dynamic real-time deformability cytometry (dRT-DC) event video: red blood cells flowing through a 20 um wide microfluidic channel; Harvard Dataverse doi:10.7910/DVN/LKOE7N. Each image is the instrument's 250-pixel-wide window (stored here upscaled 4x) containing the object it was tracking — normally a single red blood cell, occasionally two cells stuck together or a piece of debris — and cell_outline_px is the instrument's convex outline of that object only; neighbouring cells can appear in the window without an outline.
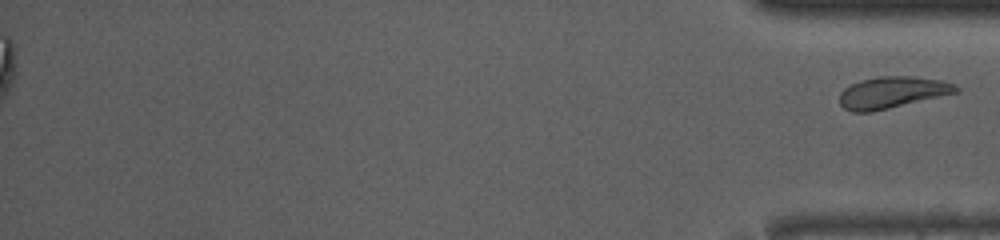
{"species": "common noctule bat (a hibernating species)", "species_latin": "Nyctalus noctula", "temperature_condition": "room temperature", "stored_images_in_passage": 47, "segment_of_instrument_passage": [2, 2], "camera_frame_rate_fps": 3000, "um_per_image_px": 0.085, "animal": {"sex": "male", "body_mass_g": 13.0, "forearm_length_mm": 53.1}, "frame": {"image": 1, "passage_image": 47, "time_ms": 15.333, "image_size_px": [1000, 240], "cell_outline_px": [[960, 92], [872, 112], [852, 112], [844, 108], [840, 104], [840, 92], [844, 88], [860, 80], [876, 76], [912, 76], [944, 80], [956, 84], [960, 88]], "centroid_in_image_um": [75.87, 7.85], "position_along_channel_um": 359.3, "area_um2": 21.73}}